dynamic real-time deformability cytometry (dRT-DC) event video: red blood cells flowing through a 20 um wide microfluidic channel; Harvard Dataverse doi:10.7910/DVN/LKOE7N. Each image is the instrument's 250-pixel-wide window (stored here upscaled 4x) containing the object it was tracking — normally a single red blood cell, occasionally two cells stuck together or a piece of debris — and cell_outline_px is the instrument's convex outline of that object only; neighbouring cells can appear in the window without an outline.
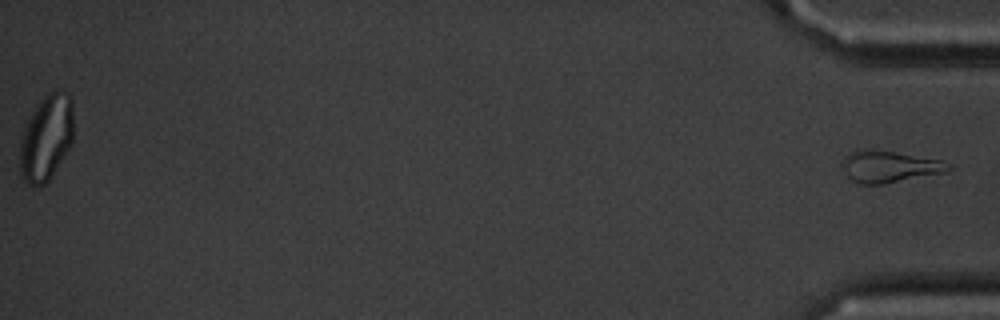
{"species": "common noctule bat (a hibernating species)", "species_latin": "Nyctalus noctula", "temperature_condition": "cold", "stored_images_in_passage": 56, "segment_of_instrument_passage": [2, 2], "camera_frame_rate_fps": 3000, "um_per_image_px": 0.085, "animal": {"sex": "male", "body_mass_g": 20.1, "forearm_length_mm": 53.5}, "frame": {"image": 1, "passage_image": 56, "time_ms": 18.333, "image_size_px": [1000, 320], "cell_outline_px": [[952, 168], [944, 172], [884, 184], [860, 184], [852, 180], [848, 176], [840, 164], [844, 156], [852, 152], [892, 152], [940, 160], [952, 164]], "centroid_in_image_um": [75.6, 14.2], "position_along_channel_um": 359.6, "area_um2": 18.79}}